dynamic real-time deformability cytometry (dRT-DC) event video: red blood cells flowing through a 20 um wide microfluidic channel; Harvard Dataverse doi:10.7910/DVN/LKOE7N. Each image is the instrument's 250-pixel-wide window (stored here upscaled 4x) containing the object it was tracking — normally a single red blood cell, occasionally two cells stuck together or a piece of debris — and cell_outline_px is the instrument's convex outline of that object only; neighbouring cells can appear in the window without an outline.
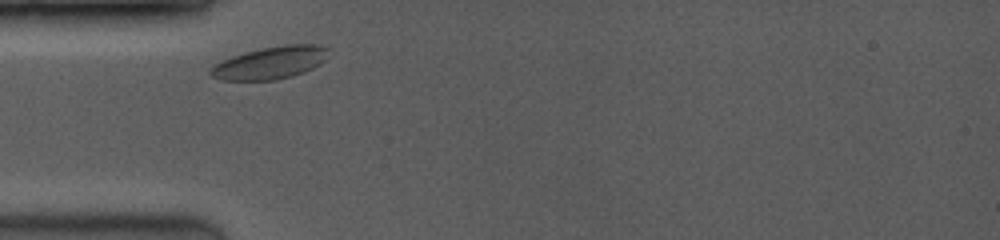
{"species": "common noctule bat (a hibernating species)", "species_latin": "Nyctalus noctula", "temperature_condition": "room temperature", "stored_images_in_passage": 35, "camera_frame_rate_fps": 3500, "um_per_image_px": 0.085, "animal": {"sex": "female", "body_mass_g": 19.0, "forearm_length_mm": 53.3}, "frame": {"image": 1, "passage_image": 2, "time_ms": 0.286, "image_size_px": [1000, 240], "cell_outline_px": [[332, 48], [324, 60], [320, 64], [304, 72], [292, 76], [276, 80], [220, 80], [212, 76], [208, 72], [220, 60], [244, 52], [284, 44], [320, 44]], "centroid_in_image_um": [23.02, 5.32], "position_along_channel_um": 62.0, "area_um2": 22.48}}
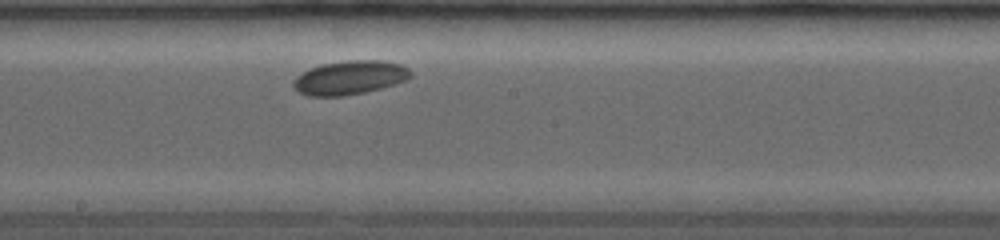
{"frame": {"image": 2, "passage_image": 17, "time_ms": 4.571, "image_size_px": [1000, 240], "cell_outline_px": [[412, 76], [408, 80], [396, 84], [364, 92], [344, 96], [308, 96], [300, 92], [292, 84], [292, 80], [296, 76], [320, 64], [348, 60], [376, 60], [400, 64], [408, 68], [412, 72]], "centroid_in_image_um": [29.75, 6.6], "position_along_channel_um": 218.5, "area_um2": 23.12}}
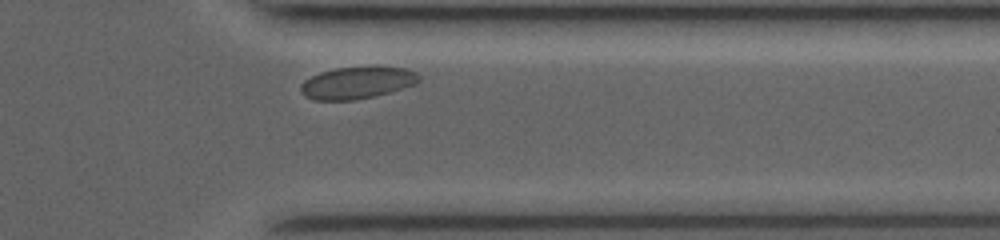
{"frame": {"image": 3, "passage_image": 32, "time_ms": 8.857, "image_size_px": [1000, 240], "cell_outline_px": [[420, 80], [416, 84], [388, 92], [372, 96], [352, 100], [312, 100], [304, 96], [300, 92], [300, 84], [304, 80], [320, 72], [336, 68], [376, 64], [404, 68], [416, 72], [420, 76]], "centroid_in_image_um": [30.35, 6.99], "position_along_channel_um": 381.0, "area_um2": 22.6}}